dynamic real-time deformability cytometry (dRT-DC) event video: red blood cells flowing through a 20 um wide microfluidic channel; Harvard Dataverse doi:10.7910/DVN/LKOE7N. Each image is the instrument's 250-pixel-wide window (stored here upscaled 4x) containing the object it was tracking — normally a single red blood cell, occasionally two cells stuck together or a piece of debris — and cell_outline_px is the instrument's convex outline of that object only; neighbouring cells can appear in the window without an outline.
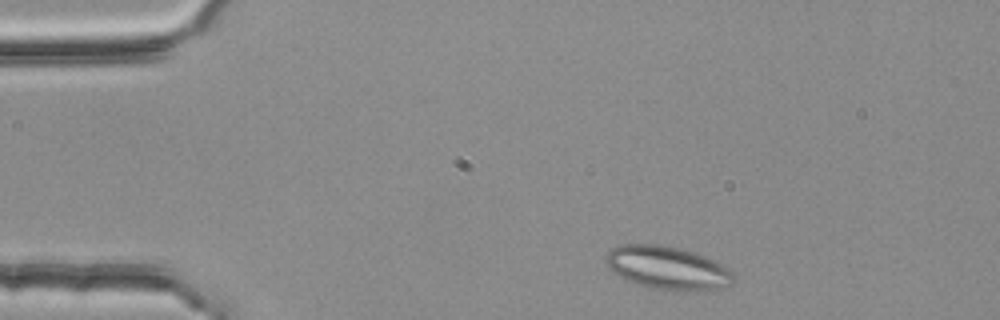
{"species": "common noctule bat (a hibernating species)", "species_latin": "Nyctalus noctula", "temperature_condition": "room temperature", "stored_images_in_passage": 44, "segment_of_instrument_passage": [1, 2], "camera_frame_rate_fps": 3000, "um_per_image_px": 0.085, "animal": {"sex": "female", "body_mass_g": 25.1}, "frame": {"image": 1, "passage_image": 3, "time_ms": 0.667, "image_size_px": [1000, 320], "cell_outline_px": [[732, 284], [724, 288], [704, 292], [664, 292], [628, 280], [612, 272], [608, 268], [604, 260], [604, 256], [616, 244], [660, 244], [680, 248], [696, 252], [716, 260], [732, 268]], "centroid_in_image_um": [56.79, 22.79], "position_along_channel_um": 28.2, "area_um2": 33.35}}